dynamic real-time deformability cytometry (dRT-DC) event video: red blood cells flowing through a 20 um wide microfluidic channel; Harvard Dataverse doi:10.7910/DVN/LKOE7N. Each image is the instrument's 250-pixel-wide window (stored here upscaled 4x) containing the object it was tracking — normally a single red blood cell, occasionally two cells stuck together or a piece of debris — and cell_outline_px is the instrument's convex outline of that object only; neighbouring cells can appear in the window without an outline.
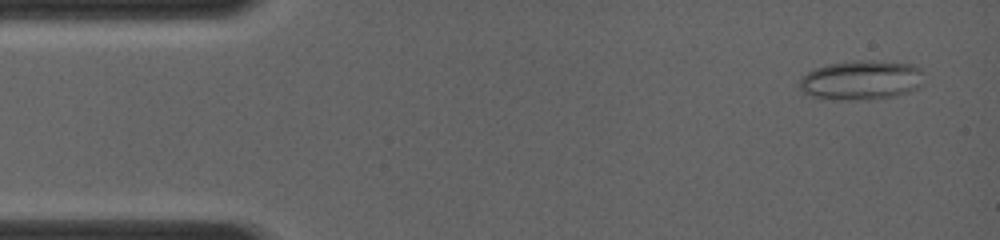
{"species": "common noctule bat (a hibernating species)", "species_latin": "Nyctalus noctula", "temperature_condition": "room temperature", "stored_images_in_passage": 35, "camera_frame_rate_fps": 4000, "um_per_image_px": 0.085, "animal": {"sex": "female", "body_mass_g": 19.0, "forearm_length_mm": 56.7}, "frame": {"image": 1, "passage_image": 2, "time_ms": 0.25, "image_size_px": [1000, 240], "cell_outline_px": [[924, 84], [920, 88], [908, 92], [892, 96], [868, 100], [836, 100], [812, 96], [796, 88], [796, 84], [800, 76], [816, 68], [828, 64], [856, 60], [868, 60], [912, 64], [920, 68]], "centroid_in_image_um": [73.17, 6.82], "position_along_channel_um": 11.8, "area_um2": 29.07}}
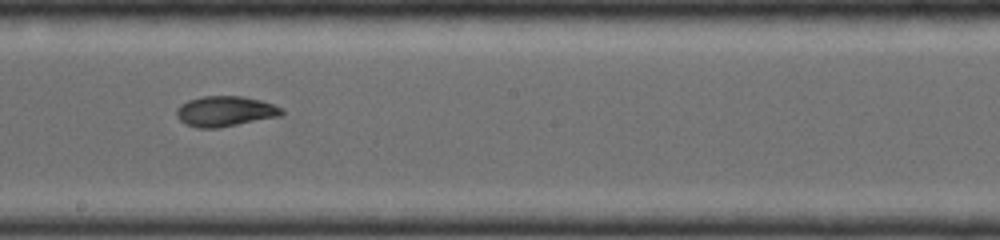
{"frame": {"image": 2, "passage_image": 17, "time_ms": 7.25, "image_size_px": [1000, 240], "cell_outline_px": [[284, 112], [280, 116], [216, 128], [200, 128], [188, 124], [180, 120], [176, 116], [176, 108], [180, 104], [188, 100], [204, 96], [244, 96], [260, 100], [272, 104], [280, 108]], "centroid_in_image_um": [19.11, 9.45], "position_along_channel_um": 229.1, "area_um2": 18.38}}
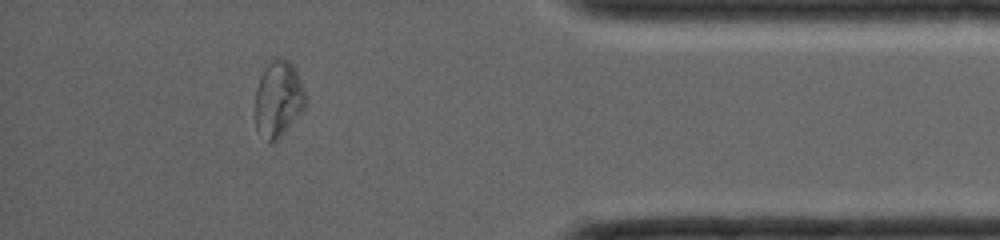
{"frame": {"image": 3, "passage_image": 30, "time_ms": 11.75, "image_size_px": [1000, 240], "cell_outline_px": [[308, 100], [304, 108], [280, 136], [276, 140], [268, 140], [256, 128], [256, 88], [260, 76], [264, 68], [272, 60], [280, 56], [288, 60], [292, 64], [304, 88]], "centroid_in_image_um": [23.67, 8.35], "position_along_channel_um": 411.5, "area_um2": 21.91}}